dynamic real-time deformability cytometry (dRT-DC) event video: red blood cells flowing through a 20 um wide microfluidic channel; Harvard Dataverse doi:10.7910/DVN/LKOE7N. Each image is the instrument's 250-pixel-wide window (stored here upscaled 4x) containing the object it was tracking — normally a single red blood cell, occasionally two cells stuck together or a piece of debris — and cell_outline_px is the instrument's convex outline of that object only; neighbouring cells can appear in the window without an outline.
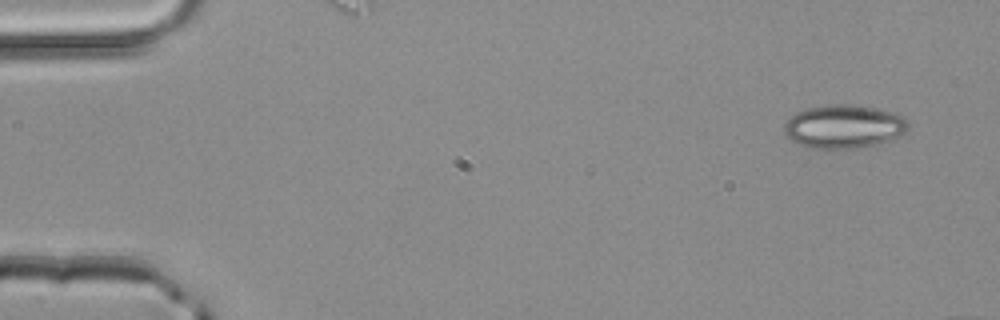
{"species": "common noctule bat (a hibernating species)", "species_latin": "Nyctalus noctula", "temperature_condition": "room temperature", "stored_images_in_passage": 4, "camera_frame_rate_fps": 3000, "um_per_image_px": 0.085, "animal": {"sex": "male", "body_mass_g": 20.4}, "frame": {"image": 1, "passage_image": 1, "time_ms": 0.0, "image_size_px": [1000, 320], "cell_outline_px": [[908, 128], [904, 132], [888, 140], [876, 144], [856, 148], [812, 148], [800, 144], [792, 140], [784, 132], [784, 124], [796, 112], [808, 108], [828, 104], [856, 104], [880, 108], [892, 112], [908, 120]], "centroid_in_image_um": [71.73, 10.73], "position_along_channel_um": 13.3, "area_um2": 31.21}}